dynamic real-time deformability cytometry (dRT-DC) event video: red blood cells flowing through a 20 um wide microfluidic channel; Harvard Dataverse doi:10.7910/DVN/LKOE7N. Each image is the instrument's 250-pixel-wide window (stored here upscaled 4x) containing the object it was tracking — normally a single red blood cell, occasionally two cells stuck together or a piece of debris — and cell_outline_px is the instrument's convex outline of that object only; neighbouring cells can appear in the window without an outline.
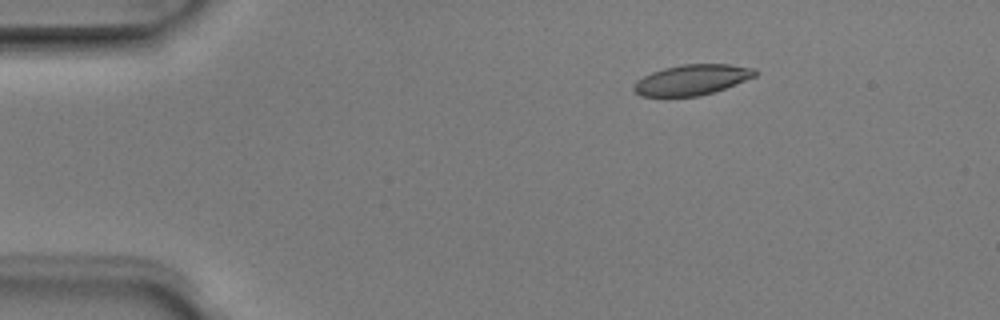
{"species": "Egyptian fruit bat (a non-hibernating species)", "species_latin": "Rousettus aegyptiacus", "temperature_condition": "room temperature", "stored_images_in_passage": 3, "camera_frame_rate_fps": 3000, "um_per_image_px": 0.085, "animal": {"sex": "male"}, "frame": {"image": 1, "passage_image": 1, "time_ms": 0.0, "image_size_px": [1000, 320], "cell_outline_px": [[760, 72], [756, 76], [724, 88], [700, 96], [640, 96], [632, 88], [636, 80], [652, 72], [664, 68], [684, 64], [728, 64], [756, 68]], "centroid_in_image_um": [58.83, 6.77], "position_along_channel_um": 26.2, "area_um2": 21.44}}
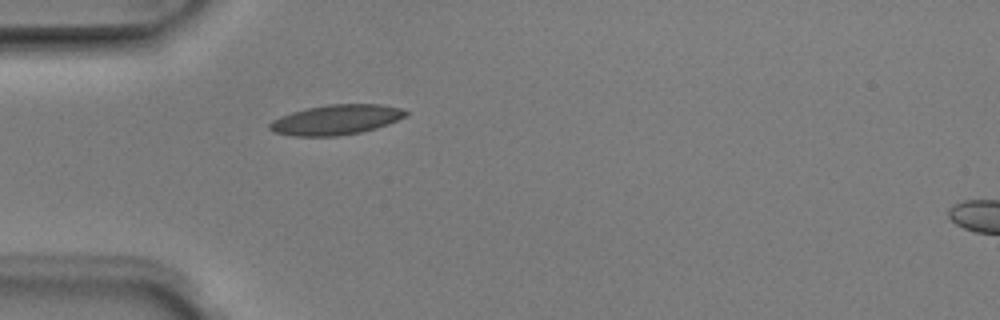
{"frame": {"image": 2, "passage_image": 3, "time_ms": 0.667, "image_size_px": [1000, 320], "cell_outline_px": [[408, 112], [404, 116], [388, 124], [376, 128], [360, 132], [336, 136], [292, 136], [272, 132], [268, 128], [268, 124], [272, 120], [280, 116], [292, 112], [308, 108], [328, 104], [380, 104], [400, 108]], "centroid_in_image_um": [28.51, 10.18], "position_along_channel_um": 56.5, "area_um2": 23.7}}